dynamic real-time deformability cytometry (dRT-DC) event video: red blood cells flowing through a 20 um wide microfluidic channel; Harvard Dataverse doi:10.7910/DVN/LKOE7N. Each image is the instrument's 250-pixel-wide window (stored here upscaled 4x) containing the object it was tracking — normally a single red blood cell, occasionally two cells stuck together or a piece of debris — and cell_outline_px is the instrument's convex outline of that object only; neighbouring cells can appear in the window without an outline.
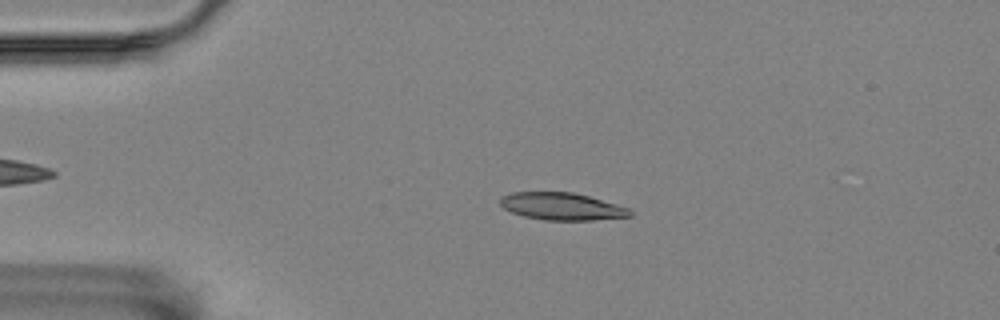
{"species": "Egyptian fruit bat (a non-hibernating species)", "species_latin": "Rousettus aegyptiacus", "temperature_condition": "room temperature", "stored_images_in_passage": 4, "camera_frame_rate_fps": 3000, "um_per_image_px": 0.085, "animal": {"sex": "female"}, "frame": {"image": 1, "passage_image": 3, "time_ms": 0.667, "image_size_px": [1000, 320], "cell_outline_px": [[632, 216], [592, 220], [544, 220], [524, 216], [512, 212], [504, 208], [500, 204], [500, 196], [512, 192], [572, 192], [588, 196], [616, 204], [628, 208], [632, 212]], "centroid_in_image_um": [47.73, 17.54], "position_along_channel_um": 37.3, "area_um2": 20.58}}